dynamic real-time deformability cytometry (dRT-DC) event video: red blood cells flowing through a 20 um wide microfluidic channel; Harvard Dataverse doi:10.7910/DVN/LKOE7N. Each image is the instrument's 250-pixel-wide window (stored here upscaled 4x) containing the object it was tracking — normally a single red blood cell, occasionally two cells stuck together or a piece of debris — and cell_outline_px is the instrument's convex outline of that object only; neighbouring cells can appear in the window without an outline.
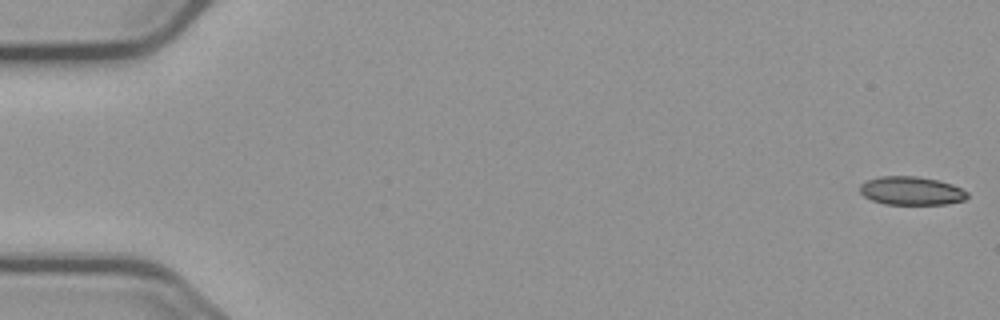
{"species": "common noctule bat (a hibernating species)", "species_latin": "Nyctalus noctula", "temperature_condition": "cold", "stored_images_in_passage": 49, "camera_frame_rate_fps": 3000, "um_per_image_px": 0.085, "animal": {"sex": "male", "body_mass_g": 23.1, "forearm_length_mm": 52.7}, "frame": {"image": 1, "passage_image": 1, "time_ms": 0.0, "image_size_px": [1000, 320], "cell_outline_px": [[968, 196], [964, 200], [944, 204], [884, 204], [872, 200], [864, 196], [860, 192], [860, 184], [868, 180], [880, 176], [916, 176], [940, 180], [952, 184], [968, 192]], "centroid_in_image_um": [77.46, 16.21], "position_along_channel_um": 7.5, "area_um2": 17.8}}
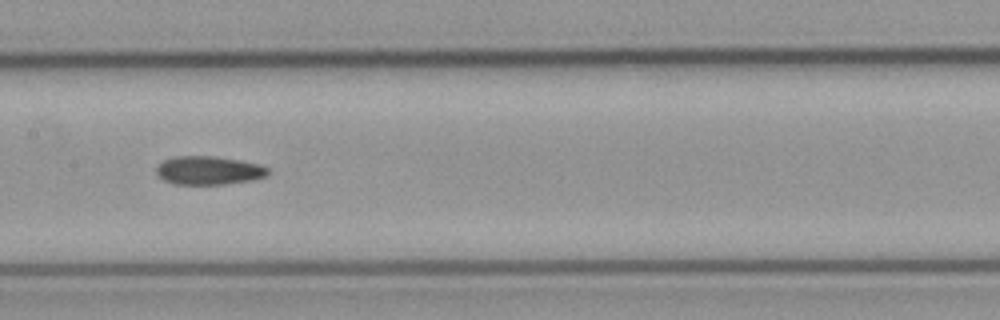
{"frame": {"image": 2, "passage_image": 28, "time_ms": 9.0, "image_size_px": [1000, 320], "cell_outline_px": [[268, 172], [264, 176], [248, 180], [224, 184], [172, 184], [164, 180], [156, 172], [156, 168], [164, 160], [172, 156], [216, 156], [240, 160], [260, 164], [268, 168]], "centroid_in_image_um": [17.7, 14.47], "position_along_channel_um": 189.7, "area_um2": 18.38}}
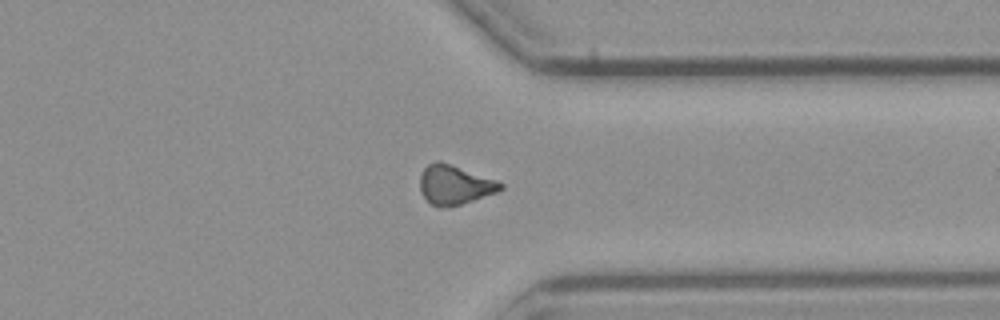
{"frame": {"image": 3, "passage_image": 43, "time_ms": 14.0, "image_size_px": [1000, 320], "cell_outline_px": [[504, 188], [496, 192], [460, 204], [444, 208], [440, 208], [432, 204], [420, 192], [420, 176], [424, 168], [428, 164], [436, 160], [440, 160], [452, 164], [496, 180], [504, 184]], "centroid_in_image_um": [38.62, 15.69], "position_along_channel_um": 372.8, "area_um2": 18.38}}